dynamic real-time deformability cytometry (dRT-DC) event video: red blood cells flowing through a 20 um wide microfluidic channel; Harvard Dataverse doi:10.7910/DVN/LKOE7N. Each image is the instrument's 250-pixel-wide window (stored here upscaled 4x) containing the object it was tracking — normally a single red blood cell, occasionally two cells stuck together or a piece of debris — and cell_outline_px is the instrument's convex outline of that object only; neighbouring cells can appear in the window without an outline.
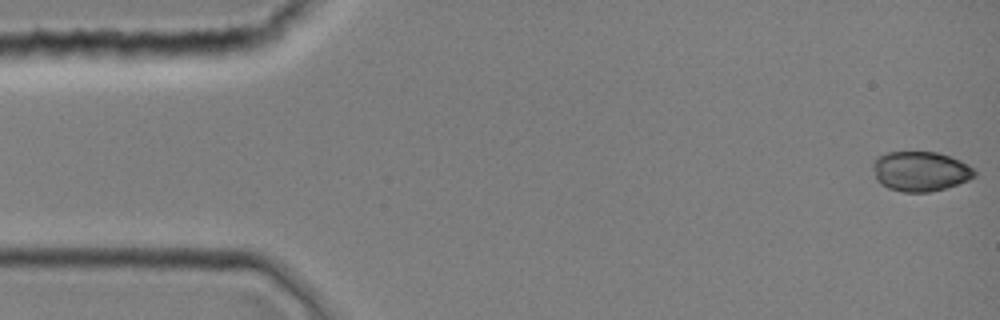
{"species": "common noctule bat (a hibernating species)", "species_latin": "Nyctalus noctula", "temperature_condition": "room temperature", "stored_images_in_passage": 39, "camera_frame_rate_fps": 3000, "um_per_image_px": 0.085, "animal": {"sex": "female", "body_mass_g": 19.0, "forearm_length_mm": 51.5}, "frame": {"image": 1, "passage_image": 1, "time_ms": 0.0, "image_size_px": [1000, 320], "cell_outline_px": [[976, 176], [968, 180], [944, 188], [928, 192], [904, 192], [888, 188], [880, 184], [876, 180], [872, 164], [872, 160], [876, 156], [888, 152], [936, 152], [960, 160], [968, 164], [976, 172]], "centroid_in_image_um": [78.19, 14.55], "position_along_channel_um": 6.8, "area_um2": 23.64}}
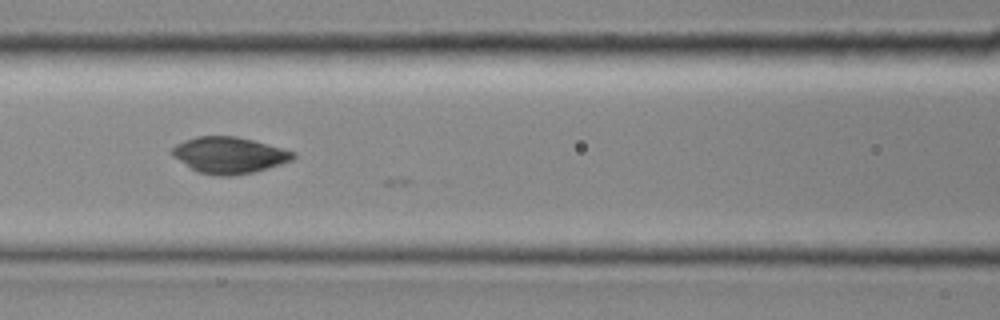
{"frame": {"image": 2, "passage_image": 17, "time_ms": 5.333, "image_size_px": [1000, 320], "cell_outline_px": [[296, 156], [292, 160], [256, 172], [232, 176], [216, 176], [196, 172], [172, 156], [168, 152], [176, 144], [184, 140], [196, 136], [236, 136], [252, 140], [296, 152]], "centroid_in_image_um": [19.44, 13.2], "position_along_channel_um": 147.2, "area_um2": 25.89}}
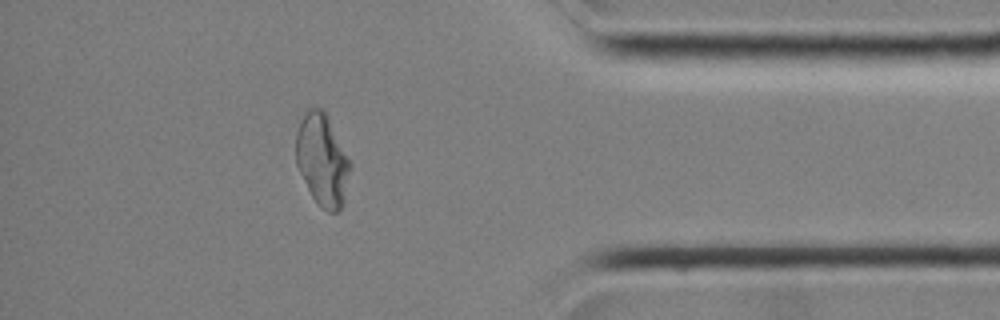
{"frame": {"image": 3, "passage_image": 34, "time_ms": 11.0, "image_size_px": [1000, 320], "cell_outline_px": [[352, 168], [344, 204], [336, 212], [328, 212], [316, 204], [296, 164], [296, 132], [304, 112], [308, 108], [320, 108], [328, 116], [352, 164]], "centroid_in_image_um": [27.42, 13.61], "position_along_channel_um": 407.8, "area_um2": 29.3}}